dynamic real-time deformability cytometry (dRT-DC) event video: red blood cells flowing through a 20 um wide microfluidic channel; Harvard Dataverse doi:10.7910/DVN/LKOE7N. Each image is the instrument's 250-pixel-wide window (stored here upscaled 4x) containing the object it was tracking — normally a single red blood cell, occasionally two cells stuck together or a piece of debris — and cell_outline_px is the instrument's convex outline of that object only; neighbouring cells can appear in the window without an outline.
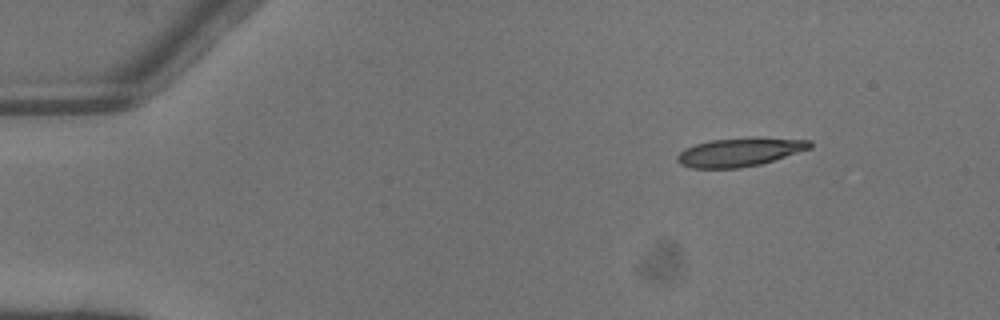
{"species": "common noctule bat (a hibernating species)", "species_latin": "Nyctalus noctula", "temperature_condition": "warm", "stored_images_in_passage": 5, "segment_of_instrument_passage": [2, 2], "camera_frame_rate_fps": 3000, "um_per_image_px": 0.085, "animal": {"sex": "male", "body_mass_g": 13.3}, "frame": {"image": 1, "passage_image": 5, "time_ms": 1.333, "image_size_px": [1000, 320], "cell_outline_px": [[812, 148], [760, 164], [740, 168], [692, 168], [680, 164], [676, 160], [676, 156], [684, 148], [696, 144], [712, 140], [752, 136], [760, 136], [812, 140]], "centroid_in_image_um": [62.91, 12.9], "position_along_channel_um": 22.1, "area_um2": 22.48}}